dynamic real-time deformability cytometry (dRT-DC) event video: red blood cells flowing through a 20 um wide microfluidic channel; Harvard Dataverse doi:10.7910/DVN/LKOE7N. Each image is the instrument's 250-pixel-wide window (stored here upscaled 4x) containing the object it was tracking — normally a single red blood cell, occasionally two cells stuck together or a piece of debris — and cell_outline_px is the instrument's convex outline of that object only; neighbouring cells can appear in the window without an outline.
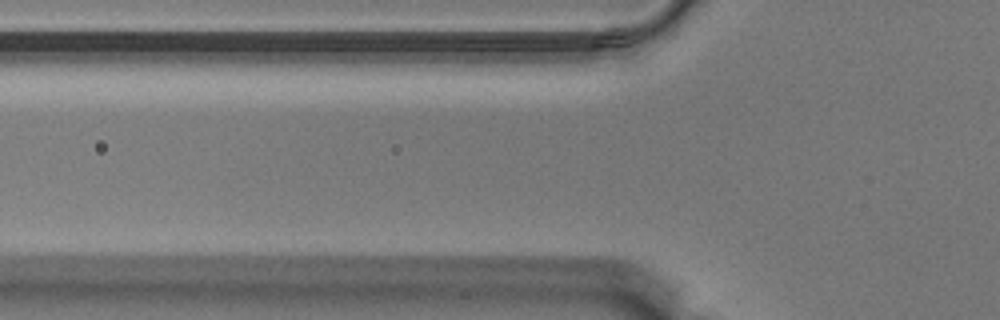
{"species": "Egyptian fruit bat (a non-hibernating species)", "species_latin": "Rousettus aegyptiacus", "temperature_condition": "warm", "stored_images_in_passage": 2, "camera_frame_rate_fps": 3000, "um_per_image_px": 0.085, "animal": {"sex": "male"}, "frame": {"image": 1, "passage_image": 2, "time_ms": 0.333, "image_size_px": [1000, 320], "cell_outline_px": [[424, 288], [416, 292], [392, 296], [300, 292], [280, 288], [284, 284], [308, 280], [400, 280], [420, 284]], "centroid_in_image_um": [30.21, 24.41], "position_along_channel_um": 95.6, "area_um2": 12.77}}